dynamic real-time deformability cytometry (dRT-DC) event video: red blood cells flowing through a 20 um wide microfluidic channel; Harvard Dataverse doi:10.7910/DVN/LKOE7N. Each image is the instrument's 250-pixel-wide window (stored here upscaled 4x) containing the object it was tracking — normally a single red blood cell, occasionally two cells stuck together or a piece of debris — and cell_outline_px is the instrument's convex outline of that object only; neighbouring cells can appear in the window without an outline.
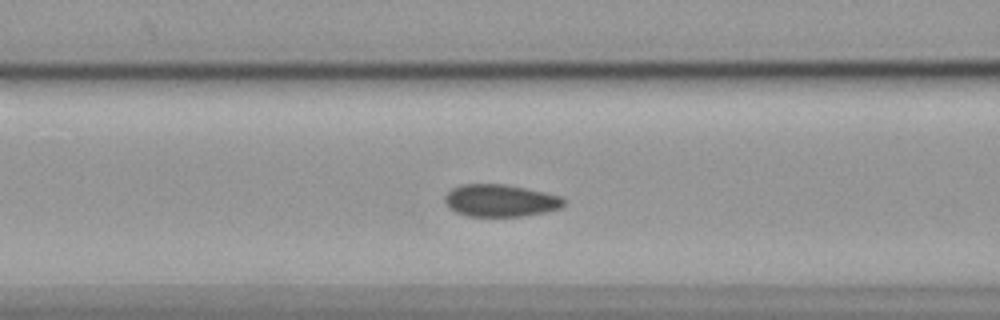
{"species": "common noctule bat (a hibernating species)", "species_latin": "Nyctalus noctula", "temperature_condition": "cold", "stored_images_in_passage": 54, "camera_frame_rate_fps": 3000, "um_per_image_px": 0.085, "animal": {"sex": "female", "body_mass_g": 19.9}, "frame": {"image": 1, "passage_image": 20, "time_ms": 6.333, "image_size_px": [1000, 320], "cell_outline_px": [[564, 204], [560, 208], [544, 212], [524, 216], [468, 216], [456, 212], [448, 208], [444, 200], [444, 196], [452, 188], [460, 184], [504, 184], [544, 192], [560, 196], [564, 200]], "centroid_in_image_um": [42.49, 17.05], "position_along_channel_um": 124.1, "area_um2": 22.31}}
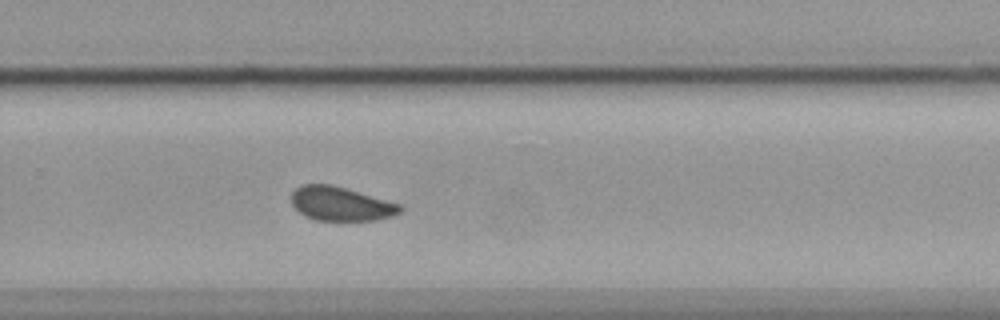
{"frame": {"image": 2, "passage_image": 35, "time_ms": 11.333, "image_size_px": [1000, 320], "cell_outline_px": [[404, 208], [400, 212], [392, 216], [376, 220], [316, 220], [304, 216], [292, 204], [292, 192], [300, 184], [332, 184], [400, 204]], "centroid_in_image_um": [28.96, 17.32], "position_along_channel_um": 300.8, "area_um2": 21.44}}
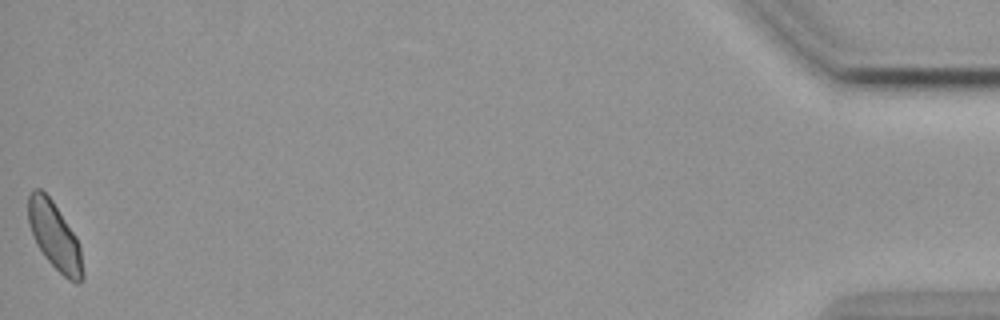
{"frame": {"image": 3, "passage_image": 54, "time_ms": 17.667, "image_size_px": [1000, 320], "cell_outline_px": [[84, 280], [80, 284], [76, 284], [68, 280], [44, 256], [36, 244], [28, 224], [28, 196], [32, 188], [40, 188], [52, 200], [76, 236], [80, 244], [84, 272]], "centroid_in_image_um": [4.66, 20.09], "position_along_channel_um": 430.5, "area_um2": 21.68}, "authors_computed_cell_mechanics": {"area_um2": 22.5709, "velocity_mm_per_s": 3.5486, "shape_relaxation_time_tau1_ms": null, "shape_relaxation_time_tau2_ms": 2.749, "deformation_change_tau1": null, "deformation_change_tau2": 0.0504}}